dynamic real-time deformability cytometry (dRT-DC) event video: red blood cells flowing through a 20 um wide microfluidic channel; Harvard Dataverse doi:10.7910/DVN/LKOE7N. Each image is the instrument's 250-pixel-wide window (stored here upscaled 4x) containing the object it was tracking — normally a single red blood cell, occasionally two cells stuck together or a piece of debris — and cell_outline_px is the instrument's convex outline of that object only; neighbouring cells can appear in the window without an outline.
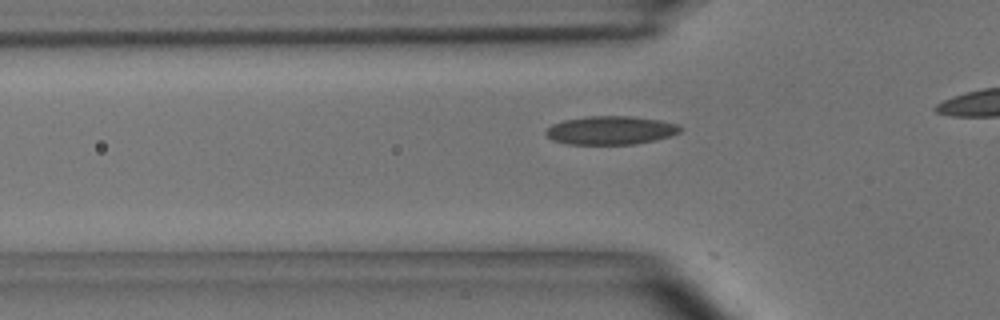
{"species": "common noctule bat (a hibernating species)", "species_latin": "Nyctalus noctula", "temperature_condition": "room temperature", "stored_images_in_passage": 8, "camera_frame_rate_fps": 3000, "um_per_image_px": 0.085, "animal": {"sex": "male", "body_mass_g": 15.6}, "frame": {"image": 1, "passage_image": 2, "time_ms": 0.333, "image_size_px": [1000, 320], "cell_outline_px": [[684, 128], [680, 132], [672, 136], [656, 140], [636, 144], [568, 144], [552, 140], [544, 132], [544, 128], [552, 124], [564, 120], [588, 116], [632, 116], [660, 120], [680, 124]], "centroid_in_image_um": [51.94, 11.07], "position_along_channel_um": 73.9, "area_um2": 22.66}}